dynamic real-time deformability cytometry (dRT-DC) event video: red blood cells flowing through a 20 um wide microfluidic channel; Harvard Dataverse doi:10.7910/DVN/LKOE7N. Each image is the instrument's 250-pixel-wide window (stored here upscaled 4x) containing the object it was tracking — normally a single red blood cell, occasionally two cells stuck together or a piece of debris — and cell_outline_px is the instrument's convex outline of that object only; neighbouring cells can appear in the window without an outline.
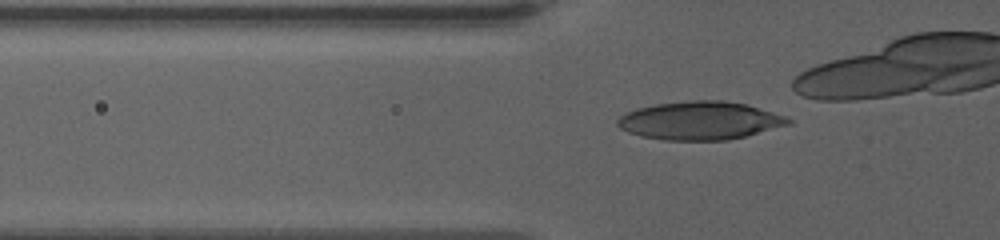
{"species": "human", "species_latin": "Homo sapiens", "temperature_condition": "warm", "stored_images_in_passage": 53, "camera_frame_rate_fps": 3000, "um_per_image_px": 0.085, "donor": {"sex": "female"}, "frame": {"image": 1, "passage_image": 24, "time_ms": 7.667, "image_size_px": [1000, 240], "cell_outline_px": [[792, 124], [728, 140], [664, 140], [640, 136], [628, 132], [620, 128], [616, 124], [616, 120], [624, 112], [636, 108], [656, 104], [692, 100], [720, 100], [748, 104], [784, 116], [792, 120]], "centroid_in_image_um": [59.46, 10.25], "position_along_channel_um": 66.3, "area_um2": 38.09}}
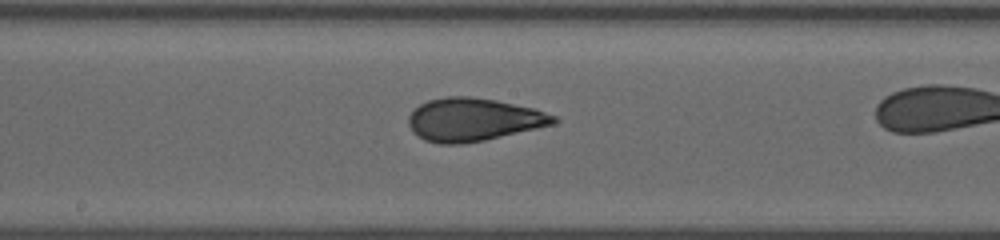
{"frame": {"image": 2, "passage_image": 37, "time_ms": 12.0, "image_size_px": [1000, 240], "cell_outline_px": [[560, 120], [552, 124], [484, 140], [460, 144], [440, 144], [424, 140], [408, 124], [408, 116], [420, 104], [428, 100], [448, 96], [468, 96], [496, 100], [532, 108], [556, 116]], "centroid_in_image_um": [40.22, 10.16], "position_along_channel_um": 208.0, "area_um2": 35.84}}
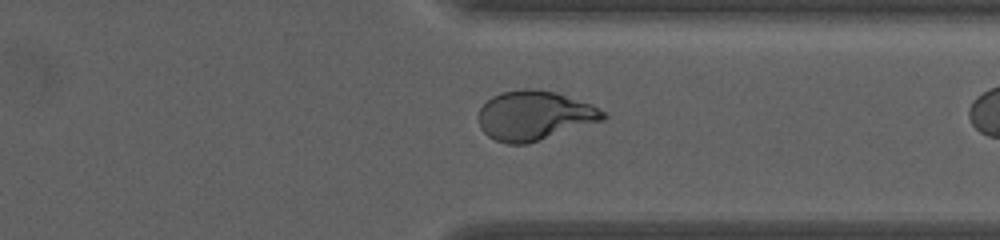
{"frame": {"image": 3, "passage_image": 51, "time_ms": 16.667, "image_size_px": [1000, 240], "cell_outline_px": [[608, 116], [604, 120], [528, 144], [508, 144], [496, 140], [488, 136], [480, 128], [480, 108], [492, 96], [500, 92], [528, 88], [532, 88], [556, 92], [592, 104], [604, 112]], "centroid_in_image_um": [45.45, 9.82], "position_along_channel_um": 366.0, "area_um2": 35.84}}